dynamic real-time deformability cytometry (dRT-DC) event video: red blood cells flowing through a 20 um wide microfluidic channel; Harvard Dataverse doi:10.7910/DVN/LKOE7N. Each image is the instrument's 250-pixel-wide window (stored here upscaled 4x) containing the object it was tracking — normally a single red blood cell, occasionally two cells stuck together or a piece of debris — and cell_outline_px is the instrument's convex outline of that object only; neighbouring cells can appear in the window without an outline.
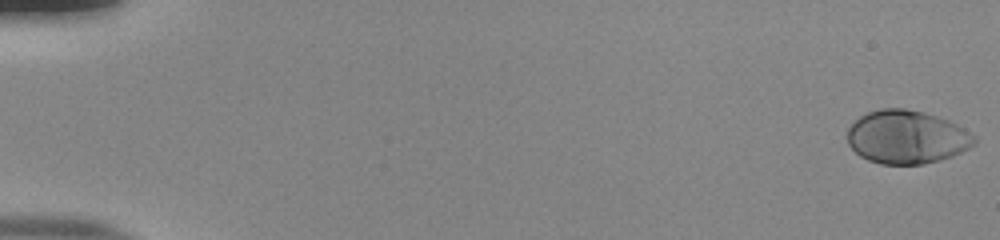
{"species": "human", "species_latin": "Homo sapiens", "temperature_condition": "room temperature", "stored_images_in_passage": 54, "camera_frame_rate_fps": 3000, "um_per_image_px": 0.085, "donor": {"sex": "male"}, "frame": {"image": 1, "passage_image": 1, "time_ms": 0.0, "image_size_px": [1000, 240], "cell_outline_px": [[976, 144], [952, 156], [940, 160], [924, 164], [880, 164], [868, 160], [860, 156], [848, 144], [848, 128], [860, 116], [868, 112], [880, 108], [904, 108], [924, 112], [948, 120], [964, 128], [976, 136]], "centroid_in_image_um": [77.08, 11.65], "position_along_channel_um": 7.9, "area_um2": 39.54}}
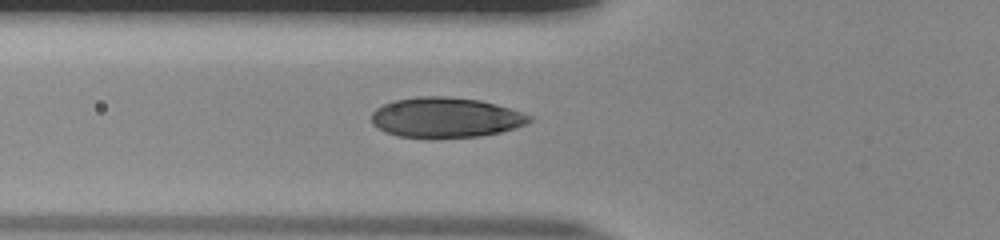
{"frame": {"image": 2, "passage_image": 21, "time_ms": 6.667, "image_size_px": [1000, 240], "cell_outline_px": [[532, 120], [516, 128], [500, 132], [480, 136], [396, 136], [384, 132], [376, 128], [372, 124], [372, 112], [376, 108], [392, 100], [416, 96], [444, 96], [480, 100], [496, 104], [532, 116]], "centroid_in_image_um": [37.84, 9.96], "position_along_channel_um": 88.0, "area_um2": 36.53}}
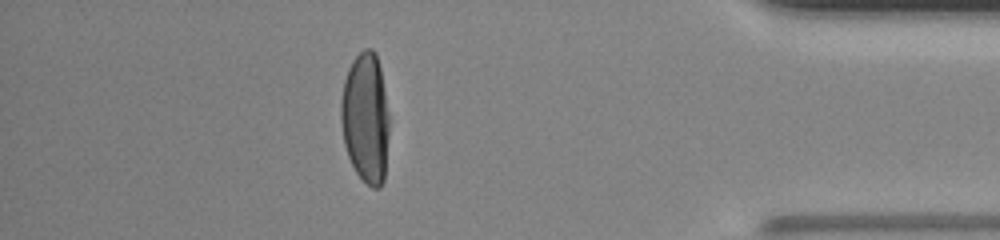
{"frame": {"image": 3, "passage_image": 48, "time_ms": 15.667, "image_size_px": [1000, 240], "cell_outline_px": [[388, 136], [384, 180], [380, 188], [372, 188], [356, 172], [348, 156], [344, 144], [340, 120], [340, 100], [344, 80], [348, 68], [352, 60], [364, 48], [372, 48], [376, 52], [380, 68], [388, 116]], "centroid_in_image_um": [31.05, 10.01], "position_along_channel_um": 404.2, "area_um2": 36.65}, "authors_computed_cell_mechanics": {"area_um2": 38.1769, "velocity_mm_per_s": 3.8909, "shape_relaxation_time_tau1_ms": 3.447, "shape_relaxation_time_tau2_ms": null, "deformation_change_tau1": 0.1964, "deformation_change_tau2": null}}